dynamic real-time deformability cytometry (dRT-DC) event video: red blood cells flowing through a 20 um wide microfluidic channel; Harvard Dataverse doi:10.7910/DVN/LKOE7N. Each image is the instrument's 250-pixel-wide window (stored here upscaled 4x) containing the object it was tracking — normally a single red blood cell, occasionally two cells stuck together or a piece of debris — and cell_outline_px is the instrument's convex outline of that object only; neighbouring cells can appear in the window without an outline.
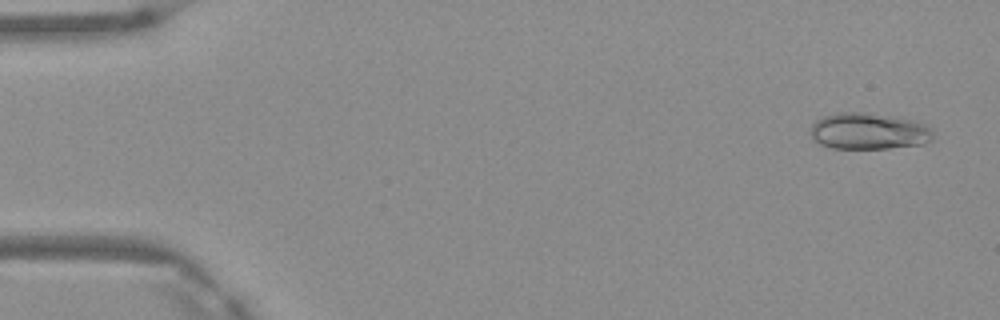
{"species": "Egyptian fruit bat (a non-hibernating species)", "species_latin": "Rousettus aegyptiacus", "temperature_condition": "warm", "stored_images_in_passage": 5, "camera_frame_rate_fps": 3000, "um_per_image_px": 0.085, "frame": {"image": 1, "passage_image": 1, "time_ms": 0.0, "image_size_px": [1000, 320], "cell_outline_px": [[932, 140], [924, 144], [888, 148], [832, 148], [820, 144], [812, 140], [808, 132], [812, 124], [816, 120], [824, 116], [840, 112], [860, 112], [892, 116], [916, 120], [932, 128]], "centroid_in_image_um": [73.82, 11.15], "position_along_channel_um": 11.2, "area_um2": 26.3}}